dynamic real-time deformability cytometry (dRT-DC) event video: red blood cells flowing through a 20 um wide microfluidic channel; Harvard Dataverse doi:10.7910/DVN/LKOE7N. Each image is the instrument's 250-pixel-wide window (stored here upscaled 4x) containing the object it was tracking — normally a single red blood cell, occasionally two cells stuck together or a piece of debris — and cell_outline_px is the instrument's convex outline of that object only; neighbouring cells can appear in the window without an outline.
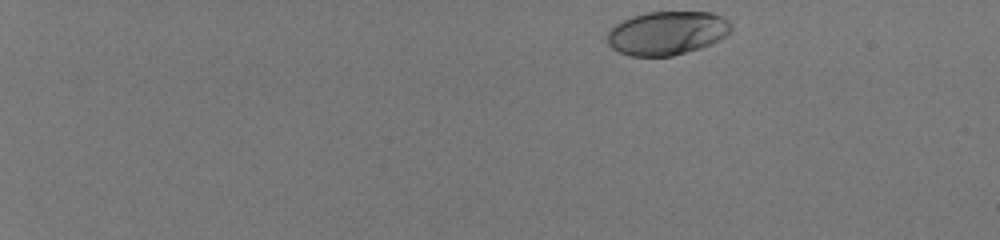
{"species": "human", "species_latin": "Homo sapiens", "temperature_condition": "room temperature", "stored_images_in_passage": 46, "camera_frame_rate_fps": 3000, "um_per_image_px": 0.085, "donor": {"sex": "male"}, "frame": {"image": 1, "passage_image": 1, "time_ms": 0.0, "image_size_px": [1000, 240], "cell_outline_px": [[732, 32], [720, 40], [700, 48], [672, 56], [632, 56], [620, 52], [612, 48], [608, 44], [608, 32], [616, 24], [632, 16], [648, 12], [712, 12], [728, 20], [732, 24]], "centroid_in_image_um": [56.74, 2.81], "position_along_channel_um": 28.3, "area_um2": 31.5}}
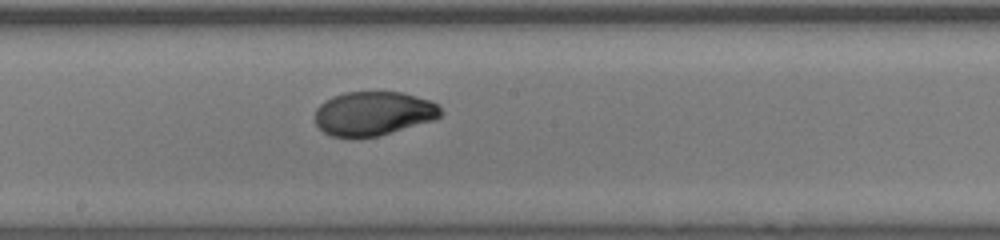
{"frame": {"image": 2, "passage_image": 27, "time_ms": 8.667, "image_size_px": [1000, 240], "cell_outline_px": [[444, 112], [436, 120], [376, 136], [352, 140], [332, 136], [324, 132], [316, 124], [316, 108], [324, 100], [332, 96], [344, 92], [404, 92], [428, 100], [436, 104]], "centroid_in_image_um": [31.72, 9.66], "position_along_channel_um": 216.5, "area_um2": 32.71}}
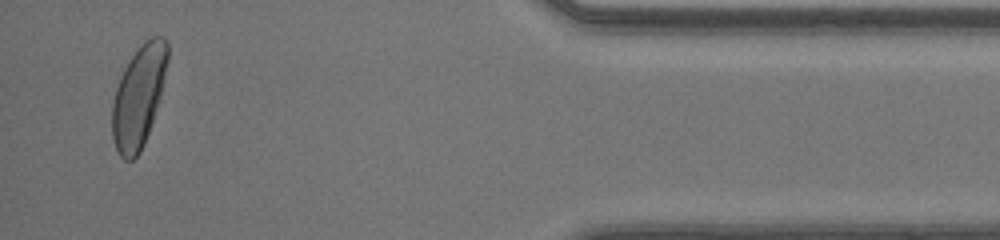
{"frame": {"image": 3, "passage_image": 45, "time_ms": 14.667, "image_size_px": [1000, 240], "cell_outline_px": [[168, 60], [160, 96], [144, 144], [140, 152], [132, 160], [124, 160], [120, 156], [112, 140], [112, 104], [116, 88], [120, 76], [124, 68], [140, 44], [144, 40], [152, 36], [164, 36], [168, 44]], "centroid_in_image_um": [11.77, 8.17], "position_along_channel_um": 423.4, "area_um2": 32.66}, "authors_computed_cell_mechanics": {"area_um2": 32.5414, "velocity_mm_per_s": 4.111, "shape_relaxation_time_tau1_ms": 3.7899, "shape_relaxation_time_tau2_ms": null, "deformation_change_tau1": 0.1873, "deformation_change_tau2": null}}